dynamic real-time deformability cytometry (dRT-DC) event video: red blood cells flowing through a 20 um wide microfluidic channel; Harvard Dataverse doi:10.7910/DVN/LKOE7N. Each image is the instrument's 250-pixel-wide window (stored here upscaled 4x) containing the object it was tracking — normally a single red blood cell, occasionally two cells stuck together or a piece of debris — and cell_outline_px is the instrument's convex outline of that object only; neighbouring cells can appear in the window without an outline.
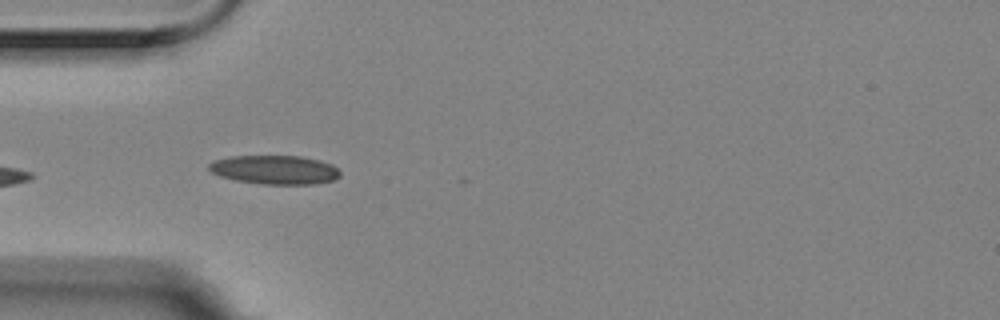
{"species": "Egyptian fruit bat (a non-hibernating species)", "species_latin": "Rousettus aegyptiacus", "temperature_condition": "room temperature", "stored_images_in_passage": 6, "camera_frame_rate_fps": 3000, "um_per_image_px": 0.085, "animal": {"sex": "female"}, "frame": {"image": 1, "passage_image": 5, "time_ms": 1.333, "image_size_px": [1000, 320], "cell_outline_px": [[340, 176], [336, 180], [316, 184], [260, 184], [236, 180], [220, 176], [212, 172], [208, 168], [208, 164], [216, 160], [232, 156], [300, 156], [320, 160], [332, 164], [340, 172]], "centroid_in_image_um": [23.39, 14.43], "position_along_channel_um": 61.6, "area_um2": 22.14}}
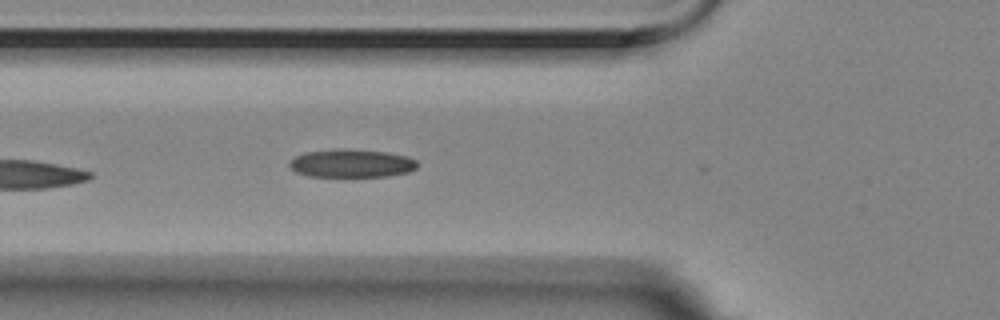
{"frame": {"image": 2, "passage_image": 6, "time_ms": 1.667, "image_size_px": [1000, 320], "cell_outline_px": [[416, 168], [408, 172], [388, 176], [308, 176], [296, 172], [288, 164], [296, 156], [304, 152], [336, 148], [348, 148], [384, 152], [408, 156], [416, 160]], "centroid_in_image_um": [29.87, 13.87], "position_along_channel_um": 95.9, "area_um2": 20.98}}